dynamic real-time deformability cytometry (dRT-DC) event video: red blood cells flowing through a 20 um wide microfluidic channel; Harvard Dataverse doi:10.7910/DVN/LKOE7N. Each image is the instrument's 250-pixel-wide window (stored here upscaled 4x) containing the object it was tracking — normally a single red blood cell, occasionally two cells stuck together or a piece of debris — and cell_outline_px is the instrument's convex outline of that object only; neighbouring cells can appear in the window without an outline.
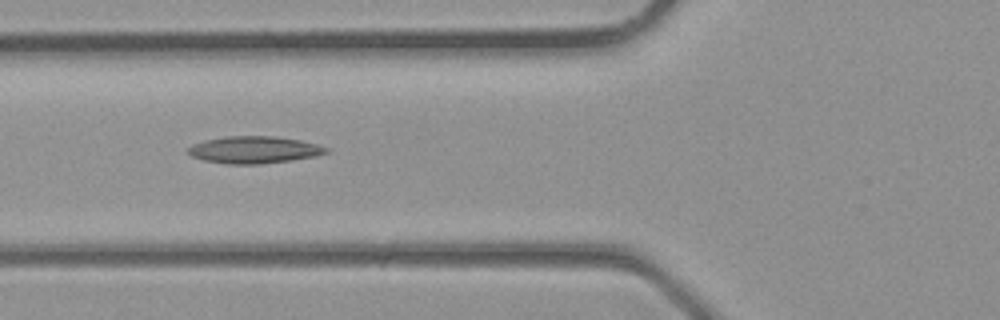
{"species": "common noctule bat (a hibernating species)", "species_latin": "Nyctalus noctula", "temperature_condition": "room temperature", "stored_images_in_passage": 5, "camera_frame_rate_fps": 3000, "um_per_image_px": 0.085, "animal": {"sex": "male", "body_mass_g": 23.1, "forearm_length_mm": 52.7}, "frame": {"image": 1, "passage_image": 5, "time_ms": 1.333, "image_size_px": [1000, 320], "cell_outline_px": [[328, 152], [316, 156], [292, 160], [260, 164], [224, 164], [204, 160], [192, 156], [184, 152], [192, 144], [204, 140], [224, 136], [276, 136], [300, 140], [316, 144], [328, 148]], "centroid_in_image_um": [21.55, 12.73], "position_along_channel_um": 104.2, "area_um2": 21.96}}